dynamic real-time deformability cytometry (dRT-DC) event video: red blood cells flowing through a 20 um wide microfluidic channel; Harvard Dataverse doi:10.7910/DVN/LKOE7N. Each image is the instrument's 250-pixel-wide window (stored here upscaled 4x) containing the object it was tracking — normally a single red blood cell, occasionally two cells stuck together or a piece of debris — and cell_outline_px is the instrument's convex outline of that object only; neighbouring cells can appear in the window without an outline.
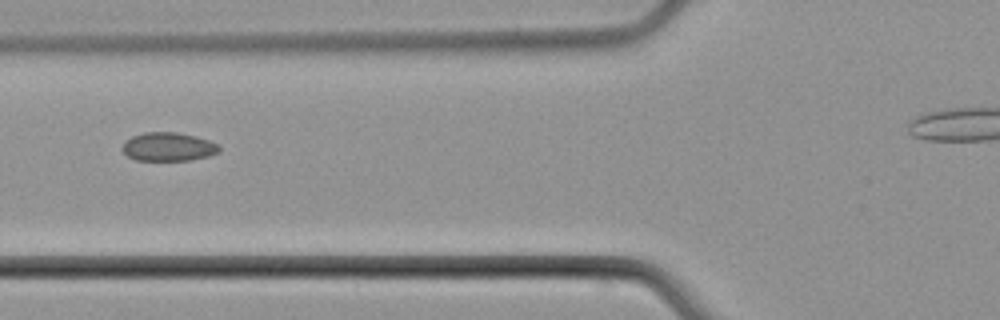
{"species": "common noctule bat (a hibernating species)", "species_latin": "Nyctalus noctula", "temperature_condition": "cold", "stored_images_in_passage": 4, "camera_frame_rate_fps": 3000, "um_per_image_px": 0.085, "animal": {"sex": "male", "body_mass_g": 21.5, "forearm_length_mm": 52.0}, "frame": {"image": 1, "passage_image": 2, "time_ms": 1.0, "image_size_px": [1000, 320], "cell_outline_px": [[220, 152], [208, 156], [188, 160], [136, 160], [128, 156], [120, 148], [124, 140], [132, 136], [144, 132], [176, 132], [196, 136], [208, 140], [216, 144], [220, 148]], "centroid_in_image_um": [14.26, 12.47], "position_along_channel_um": 111.5, "area_um2": 16.18}}
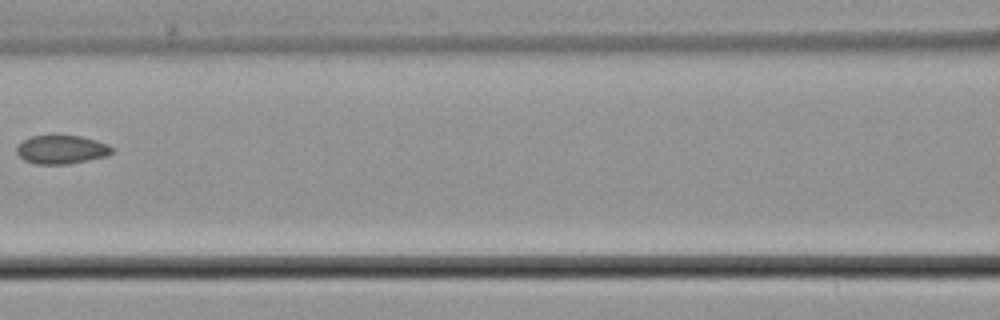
{"frame": {"image": 2, "passage_image": 3, "time_ms": 2.333, "image_size_px": [1000, 320], "cell_outline_px": [[112, 152], [108, 156], [68, 164], [36, 164], [24, 160], [16, 152], [16, 148], [24, 140], [32, 136], [52, 132], [56, 132], [80, 136], [96, 140], [108, 144], [112, 148]], "centroid_in_image_um": [5.22, 12.66], "position_along_channel_um": 161.4, "area_um2": 16.47}}
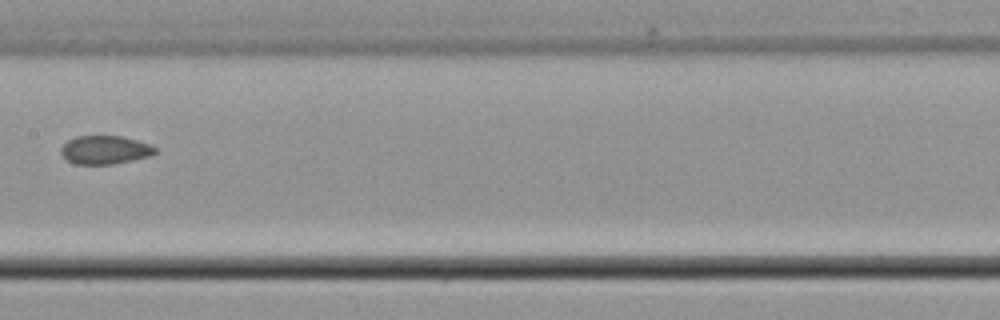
{"frame": {"image": 3, "passage_image": 4, "time_ms": 3.333, "image_size_px": [1000, 320], "cell_outline_px": [[156, 152], [152, 156], [112, 164], [76, 164], [68, 160], [60, 152], [60, 148], [68, 140], [76, 136], [120, 136], [136, 140], [148, 144], [156, 148]], "centroid_in_image_um": [8.92, 12.74], "position_along_channel_um": 198.5, "area_um2": 15.49}}